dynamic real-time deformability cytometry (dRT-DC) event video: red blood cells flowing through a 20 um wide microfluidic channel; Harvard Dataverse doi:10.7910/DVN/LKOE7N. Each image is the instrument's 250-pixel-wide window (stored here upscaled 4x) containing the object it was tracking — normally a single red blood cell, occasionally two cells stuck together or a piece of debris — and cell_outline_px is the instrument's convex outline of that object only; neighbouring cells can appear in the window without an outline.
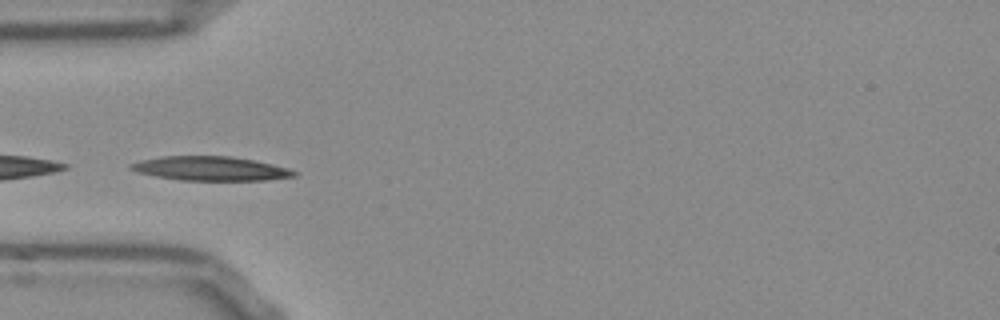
{"species": "Egyptian fruit bat (a non-hibernating species)", "species_latin": "Rousettus aegyptiacus", "temperature_condition": "room temperature", "stored_images_in_passage": 38, "camera_frame_rate_fps": 3000, "um_per_image_px": 0.085, "frame": {"image": 1, "passage_image": 1, "time_ms": 0.0, "image_size_px": [1000, 320], "cell_outline_px": [[296, 176], [268, 180], [180, 180], [156, 176], [136, 172], [128, 168], [128, 164], [140, 160], [160, 156], [232, 156], [272, 164], [288, 168], [296, 172]], "centroid_in_image_um": [17.85, 14.32], "position_along_channel_um": 67.2, "area_um2": 23.0}}
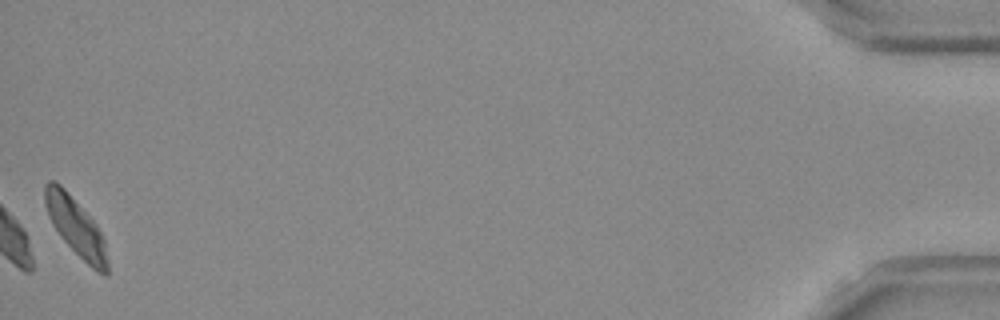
{"frame": {"image": 2, "passage_image": 38, "time_ms": 12.333, "image_size_px": [1000, 320], "cell_outline_px": [[108, 276], [104, 276], [96, 272], [60, 236], [52, 224], [48, 216], [44, 204], [44, 184], [48, 180], [56, 180], [64, 188], [96, 224], [104, 240], [108, 260]], "centroid_in_image_um": [6.43, 19.27], "position_along_channel_um": 428.8, "area_um2": 21.04}, "authors_computed_cell_mechanics": {"area_um2": 21.5594, "velocity_mm_per_s": 3.7343, "shape_relaxation_time_tau1_ms": 4.5258, "shape_relaxation_time_tau2_ms": 4.452, "deformation_change_tau1": 0.1393, "deformation_change_tau2": 0.1003}}